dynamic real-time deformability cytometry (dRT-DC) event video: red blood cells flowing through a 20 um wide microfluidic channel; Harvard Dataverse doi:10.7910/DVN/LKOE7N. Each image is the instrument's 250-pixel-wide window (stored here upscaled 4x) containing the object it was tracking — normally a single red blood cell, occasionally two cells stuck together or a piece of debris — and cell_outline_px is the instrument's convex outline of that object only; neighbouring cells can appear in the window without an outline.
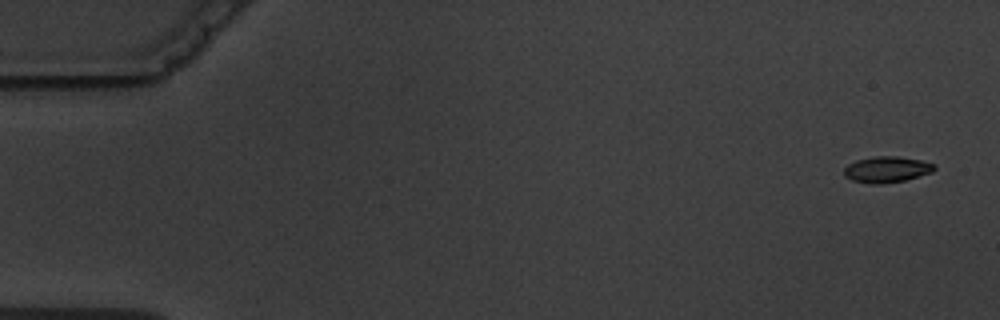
{"species": "common noctule bat (a hibernating species)", "species_latin": "Nyctalus noctula", "temperature_condition": "warm", "stored_images_in_passage": 3, "camera_frame_rate_fps": 3000, "um_per_image_px": 0.085, "animal": {"sex": "male", "body_mass_g": 19.5, "forearm_length_mm": 54.6}, "frame": {"image": 1, "passage_image": 1, "time_ms": 0.0, "image_size_px": [1000, 320], "cell_outline_px": [[936, 168], [932, 172], [904, 180], [880, 184], [872, 184], [852, 180], [844, 176], [844, 168], [848, 164], [856, 160], [876, 156], [896, 156], [920, 160], [936, 164]], "centroid_in_image_um": [75.36, 14.4], "position_along_channel_um": 9.6, "area_um2": 13.64}}